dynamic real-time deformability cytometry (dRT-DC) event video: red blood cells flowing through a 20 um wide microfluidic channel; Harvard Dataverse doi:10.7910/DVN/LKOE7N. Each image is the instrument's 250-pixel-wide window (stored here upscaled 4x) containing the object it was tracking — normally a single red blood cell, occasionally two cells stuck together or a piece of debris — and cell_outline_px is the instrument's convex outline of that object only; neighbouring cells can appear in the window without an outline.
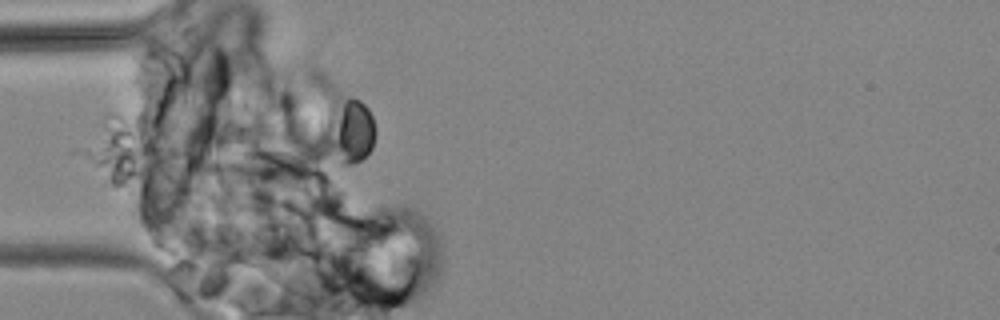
{"species": "common noctule bat (a hibernating species)", "species_latin": "Nyctalus noctula", "temperature_condition": "cold", "stored_images_in_passage": 4, "camera_frame_rate_fps": 3000, "um_per_image_px": 0.085, "animal": {"sex": "male", "body_mass_g": 19.2, "forearm_length_mm": 51.8}, "frame": {"image": 1, "passage_image": 2, "time_ms": 1.0, "image_size_px": [1000, 320], "cell_outline_px": [[292, 172], [288, 180], [284, 184], [244, 184], [204, 172], [200, 168], [200, 164], [208, 160], [268, 160]], "centroid_in_image_um": [21.05, 14.56], "position_along_channel_um": 63.9, "area_um2": 12.37}}